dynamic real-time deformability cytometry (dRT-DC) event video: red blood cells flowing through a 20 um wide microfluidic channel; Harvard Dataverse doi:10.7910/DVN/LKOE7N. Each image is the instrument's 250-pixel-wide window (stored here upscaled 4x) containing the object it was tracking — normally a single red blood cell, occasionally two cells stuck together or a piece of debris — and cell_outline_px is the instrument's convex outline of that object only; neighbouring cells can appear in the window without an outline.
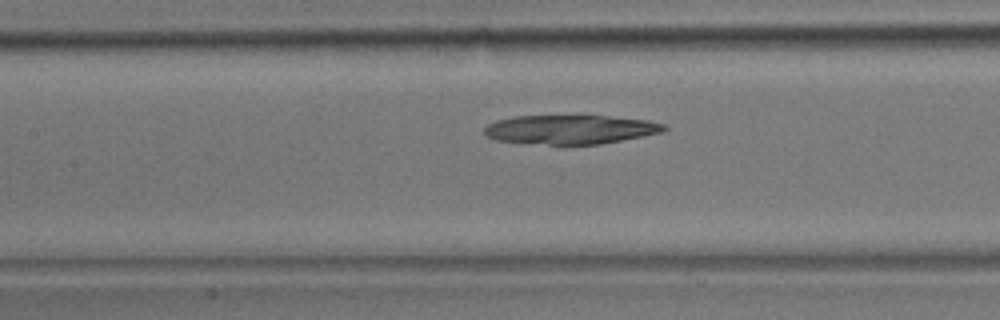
{"species": "common noctule bat (a hibernating species)", "species_latin": "Nyctalus noctula", "temperature_condition": "room temperature", "stored_images_in_passage": 31, "camera_frame_rate_fps": 3000, "um_per_image_px": 0.085, "animal": {"sex": "male", "body_mass_g": 17.9}, "frame": {"image": 1, "passage_image": 14, "time_ms": 4.333, "image_size_px": [1000, 320], "cell_outline_px": [[668, 128], [660, 132], [600, 144], [564, 148], [496, 140], [488, 136], [484, 132], [484, 128], [488, 124], [496, 120], [516, 116], [580, 112], [648, 120], [664, 124]], "centroid_in_image_um": [48.43, 10.99], "position_along_channel_um": 159.0, "area_um2": 32.71}}
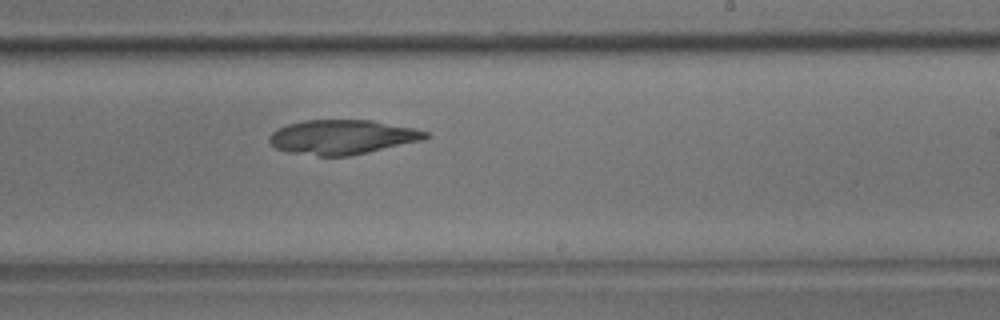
{"frame": {"image": 2, "passage_image": 20, "time_ms": 6.333, "image_size_px": [1000, 320], "cell_outline_px": [[432, 136], [424, 140], [368, 152], [348, 156], [320, 156], [288, 152], [276, 148], [268, 140], [268, 136], [276, 128], [288, 124], [304, 120], [372, 120], [412, 128], [428, 132]], "centroid_in_image_um": [29.08, 11.65], "position_along_channel_um": 259.9, "area_um2": 31.44}}
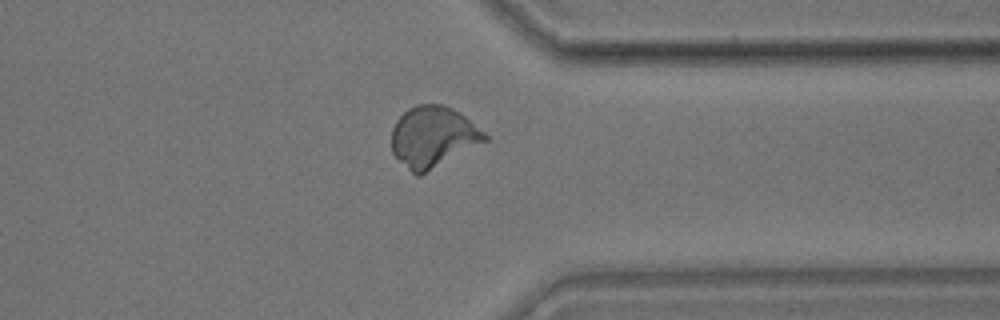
{"frame": {"image": 3, "passage_image": 27, "time_ms": 8.667, "image_size_px": [1000, 320], "cell_outline_px": [[488, 140], [420, 176], [416, 176], [392, 152], [392, 128], [396, 120], [408, 108], [416, 104], [440, 104], [452, 108], [460, 112], [484, 132], [488, 136]], "centroid_in_image_um": [36.81, 11.62], "position_along_channel_um": 374.6, "area_um2": 32.95}}